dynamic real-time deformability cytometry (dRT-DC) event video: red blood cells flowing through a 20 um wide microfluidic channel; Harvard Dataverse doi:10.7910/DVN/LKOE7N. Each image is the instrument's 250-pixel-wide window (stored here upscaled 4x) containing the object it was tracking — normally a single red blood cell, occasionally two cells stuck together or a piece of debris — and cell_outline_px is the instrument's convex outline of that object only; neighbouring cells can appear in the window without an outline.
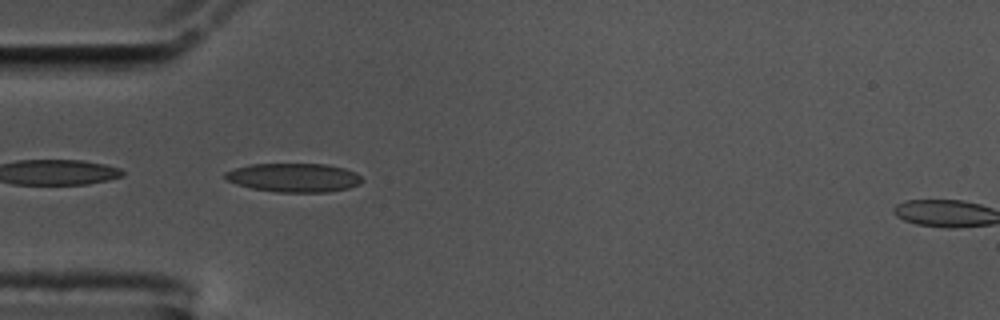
{"species": "common noctule bat (a hibernating species)", "species_latin": "Nyctalus noctula", "temperature_condition": "cold", "stored_images_in_passage": 40, "camera_frame_rate_fps": 3000, "um_per_image_px": 0.085, "animal": {"sex": "male", "body_mass_g": 17.5, "forearm_length_mm": 52.3}, "frame": {"image": 1, "passage_image": 1, "time_ms": 0.0, "image_size_px": [1000, 320], "cell_outline_px": [[364, 180], [360, 184], [348, 188], [328, 192], [276, 192], [252, 188], [236, 184], [228, 180], [224, 176], [224, 172], [236, 168], [252, 164], [328, 164], [344, 168], [356, 172]], "centroid_in_image_um": [25.01, 15.1], "position_along_channel_um": 60.0, "area_um2": 23.0}}
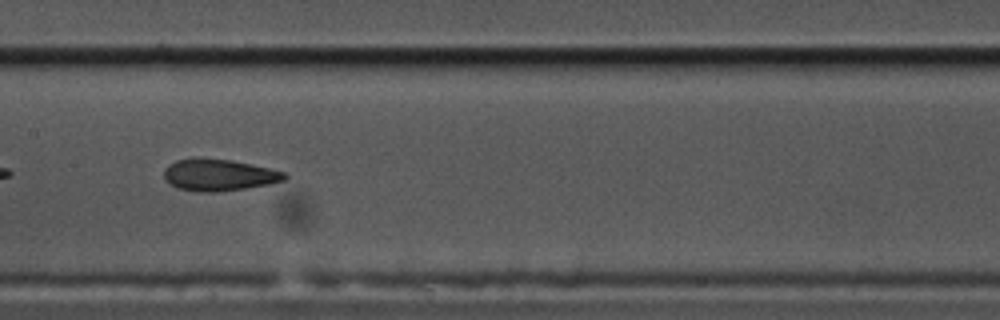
{"frame": {"image": 2, "passage_image": 12, "time_ms": 3.667, "image_size_px": [1000, 320], "cell_outline_px": [[288, 176], [284, 180], [268, 184], [244, 188], [216, 192], [196, 192], [176, 188], [164, 180], [164, 168], [168, 164], [176, 160], [192, 156], [200, 156], [232, 160], [252, 164], [288, 172]], "centroid_in_image_um": [18.56, 14.84], "position_along_channel_um": 188.8, "area_um2": 22.95}, "authors_computed_cell_mechanics": {"area_um2": 22.831, "velocity_mm_per_s": 3.5709, "shape_relaxation_time_tau1_ms": 8.667, "shape_relaxation_time_tau2_ms": 2.3916, "deformation_change_tau1": 0.2185, "deformation_change_tau2": 0.0873}}